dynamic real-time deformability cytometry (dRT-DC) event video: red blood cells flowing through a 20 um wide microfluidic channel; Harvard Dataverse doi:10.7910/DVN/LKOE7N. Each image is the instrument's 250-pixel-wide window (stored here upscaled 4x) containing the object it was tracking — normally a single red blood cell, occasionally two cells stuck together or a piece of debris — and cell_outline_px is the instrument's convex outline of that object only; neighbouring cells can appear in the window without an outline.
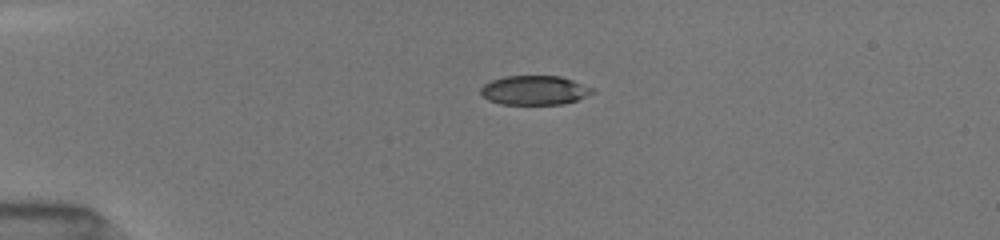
{"species": "common noctule bat (a hibernating species)", "species_latin": "Nyctalus noctula", "temperature_condition": "room temperature", "stored_images_in_passage": 2, "camera_frame_rate_fps": 3000, "um_per_image_px": 0.085, "animal": {"sex": "female", "body_mass_g": 19.5, "forearm_length_mm": 54.1}, "frame": {"image": 1, "passage_image": 1, "time_ms": 0.0, "image_size_px": [1000, 240], "cell_outline_px": [[596, 92], [576, 100], [560, 104], [500, 104], [488, 100], [480, 92], [480, 88], [484, 84], [492, 80], [504, 76], [560, 76], [596, 88]], "centroid_in_image_um": [45.45, 7.67], "position_along_channel_um": 39.5, "area_um2": 19.07}}